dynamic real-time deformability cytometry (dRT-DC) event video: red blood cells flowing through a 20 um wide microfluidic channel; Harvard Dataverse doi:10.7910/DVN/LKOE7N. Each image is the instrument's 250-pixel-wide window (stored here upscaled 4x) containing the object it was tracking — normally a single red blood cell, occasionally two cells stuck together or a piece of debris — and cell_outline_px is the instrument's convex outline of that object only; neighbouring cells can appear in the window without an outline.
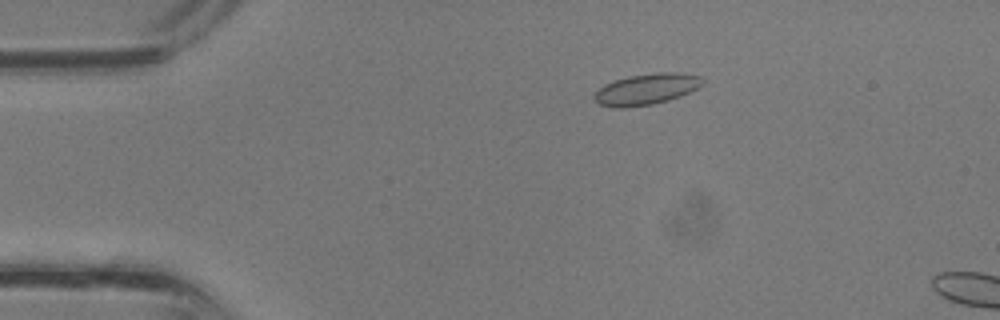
{"species": "common noctule bat (a hibernating species)", "species_latin": "Nyctalus noctula", "temperature_condition": "room temperature", "stored_images_in_passage": 12, "camera_frame_rate_fps": 3000, "um_per_image_px": 0.085, "animal": {"sex": "male", "body_mass_g": 13.3}, "frame": {"image": 1, "passage_image": 7, "time_ms": 2.0, "image_size_px": [1000, 320], "cell_outline_px": [[700, 84], [696, 88], [688, 92], [664, 100], [648, 104], [600, 104], [596, 100], [596, 92], [604, 84], [628, 76], [660, 72], [664, 72], [696, 76]], "centroid_in_image_um": [54.91, 7.52], "position_along_channel_um": 30.1, "area_um2": 17.57}}